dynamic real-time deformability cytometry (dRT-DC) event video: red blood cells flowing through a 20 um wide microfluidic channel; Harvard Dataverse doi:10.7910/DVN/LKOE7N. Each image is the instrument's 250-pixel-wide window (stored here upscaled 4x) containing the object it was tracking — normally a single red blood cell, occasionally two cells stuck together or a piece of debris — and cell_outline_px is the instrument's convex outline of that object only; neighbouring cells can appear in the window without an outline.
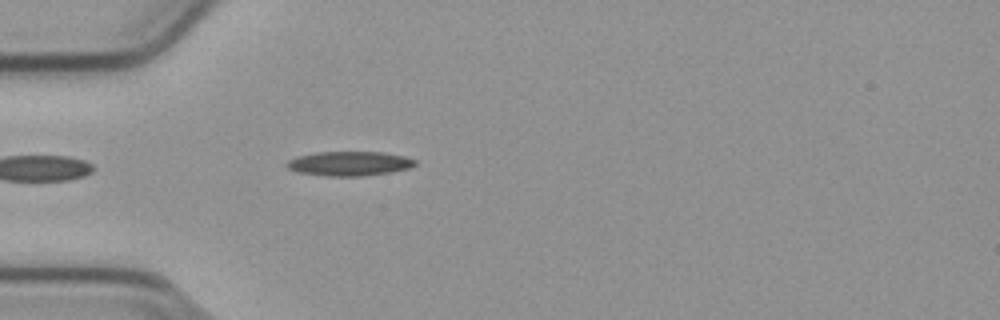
{"species": "common noctule bat (a hibernating species)", "species_latin": "Nyctalus noctula", "temperature_condition": "cold", "stored_images_in_passage": 39, "camera_frame_rate_fps": 3000, "um_per_image_px": 0.085, "animal": {"sex": "male", "body_mass_g": 23.1, "forearm_length_mm": 52.7}, "frame": {"image": 1, "passage_image": 1, "time_ms": 0.0, "image_size_px": [1000, 320], "cell_outline_px": [[416, 164], [408, 168], [388, 172], [360, 176], [324, 176], [296, 172], [288, 168], [284, 164], [288, 160], [296, 156], [316, 152], [384, 152], [404, 156], [416, 160]], "centroid_in_image_um": [29.63, 13.9], "position_along_channel_um": 55.4, "area_um2": 18.26}}
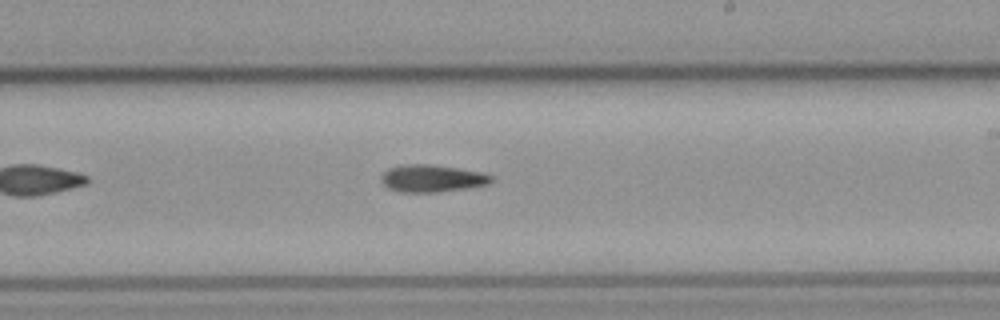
{"frame": {"image": 2, "passage_image": 17, "time_ms": 5.333, "image_size_px": [1000, 320], "cell_outline_px": [[492, 180], [488, 184], [468, 188], [436, 192], [400, 192], [388, 188], [380, 180], [380, 176], [388, 168], [404, 164], [428, 164], [484, 172], [492, 176]], "centroid_in_image_um": [36.7, 15.16], "position_along_channel_um": 252.3, "area_um2": 17.51}}
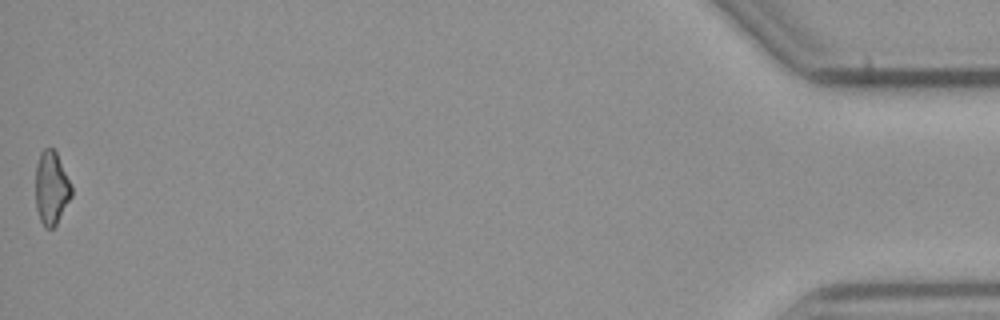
{"frame": {"image": 3, "passage_image": 39, "time_ms": 12.667, "image_size_px": [1000, 320], "cell_outline_px": [[72, 196], [56, 224], [52, 228], [44, 228], [40, 220], [36, 208], [36, 164], [40, 152], [44, 148], [52, 148], [56, 152], [72, 188]], "centroid_in_image_um": [4.35, 15.99], "position_along_channel_um": 430.8, "area_um2": 15.2}, "authors_computed_cell_mechanics": {"area_um2": 16.6464, "velocity_mm_per_s": 3.8084, "shape_relaxation_time_tau1_ms": 6.0968, "shape_relaxation_time_tau2_ms": null, "deformation_change_tau1": 0.1298, "deformation_change_tau2": null}}